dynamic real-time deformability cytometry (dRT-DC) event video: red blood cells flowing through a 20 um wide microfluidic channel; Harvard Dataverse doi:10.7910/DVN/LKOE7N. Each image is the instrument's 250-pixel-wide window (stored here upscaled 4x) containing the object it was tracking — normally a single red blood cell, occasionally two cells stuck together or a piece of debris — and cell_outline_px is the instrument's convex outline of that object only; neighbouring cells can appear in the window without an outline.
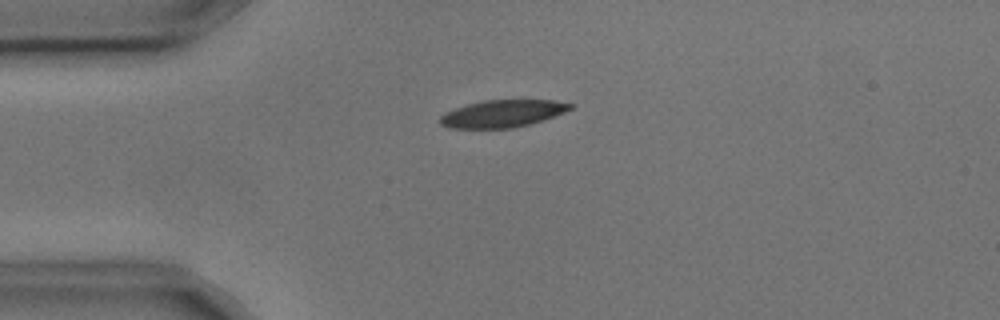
{"species": "common noctule bat (a hibernating species)", "species_latin": "Nyctalus noctula", "temperature_condition": "cold", "stored_images_in_passage": 3, "camera_frame_rate_fps": 3000, "um_per_image_px": 0.085, "animal": {"sex": "male", "body_mass_g": 17.9, "forearm_length_mm": 54.2}, "frame": {"image": 1, "passage_image": 1, "time_ms": 0.0, "image_size_px": [1000, 320], "cell_outline_px": [[576, 104], [572, 108], [564, 112], [544, 120], [512, 128], [448, 128], [440, 124], [440, 116], [444, 112], [468, 104], [484, 100], [556, 100]], "centroid_in_image_um": [42.73, 9.65], "position_along_channel_um": 42.3, "area_um2": 20.75}}